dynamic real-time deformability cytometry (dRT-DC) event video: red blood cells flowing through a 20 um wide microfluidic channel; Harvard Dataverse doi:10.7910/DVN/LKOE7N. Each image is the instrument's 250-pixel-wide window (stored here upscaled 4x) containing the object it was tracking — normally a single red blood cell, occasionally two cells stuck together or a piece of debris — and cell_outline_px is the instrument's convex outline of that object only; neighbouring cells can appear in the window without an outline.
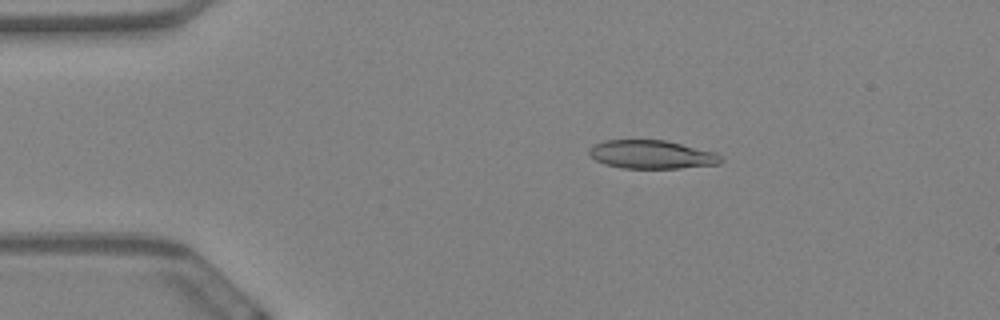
{"species": "Egyptian fruit bat (a non-hibernating species)", "species_latin": "Rousettus aegyptiacus", "temperature_condition": "warm", "stored_images_in_passage": 59, "camera_frame_rate_fps": 3000, "um_per_image_px": 0.085, "animal": {"sex": "female"}, "frame": {"image": 1, "passage_image": 11, "time_ms": 3.333, "image_size_px": [1000, 320], "cell_outline_px": [[724, 160], [720, 164], [680, 168], [620, 168], [604, 164], [596, 160], [588, 152], [592, 144], [604, 140], [664, 140], [716, 152]], "centroid_in_image_um": [55.39, 13.13], "position_along_channel_um": 29.6, "area_um2": 21.91}}
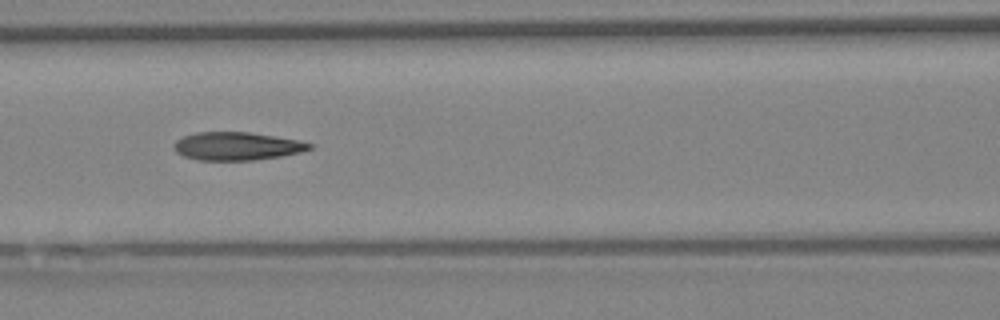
{"frame": {"image": 2, "passage_image": 26, "time_ms": 8.333, "image_size_px": [1000, 320], "cell_outline_px": [[312, 148], [300, 152], [280, 156], [256, 160], [196, 160], [184, 156], [176, 152], [176, 140], [184, 136], [196, 132], [248, 132], [276, 136], [296, 140], [312, 144]], "centroid_in_image_um": [20.13, 12.42], "position_along_channel_um": 146.5, "area_um2": 21.96}}
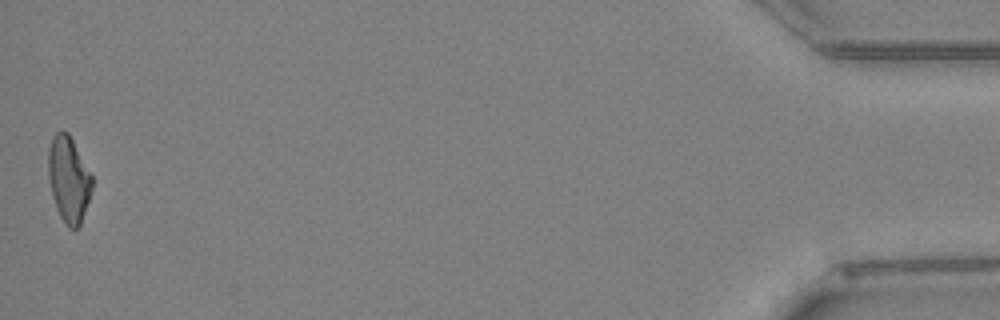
{"frame": {"image": 3, "passage_image": 59, "time_ms": 19.333, "image_size_px": [1000, 320], "cell_outline_px": [[92, 188], [80, 224], [76, 228], [68, 228], [60, 216], [56, 208], [48, 176], [48, 148], [52, 136], [56, 132], [68, 132], [92, 176]], "centroid_in_image_um": [5.82, 15.22], "position_along_channel_um": 429.4, "area_um2": 21.5}, "authors_computed_cell_mechanics": {"area_um2": 22.542, "velocity_mm_per_s": 3.4386, "shape_relaxation_time_tau1_ms": 6.2767, "shape_relaxation_time_tau2_ms": 3.0794, "deformation_change_tau1": 0.2145, "deformation_change_tau2": 0.1255}}